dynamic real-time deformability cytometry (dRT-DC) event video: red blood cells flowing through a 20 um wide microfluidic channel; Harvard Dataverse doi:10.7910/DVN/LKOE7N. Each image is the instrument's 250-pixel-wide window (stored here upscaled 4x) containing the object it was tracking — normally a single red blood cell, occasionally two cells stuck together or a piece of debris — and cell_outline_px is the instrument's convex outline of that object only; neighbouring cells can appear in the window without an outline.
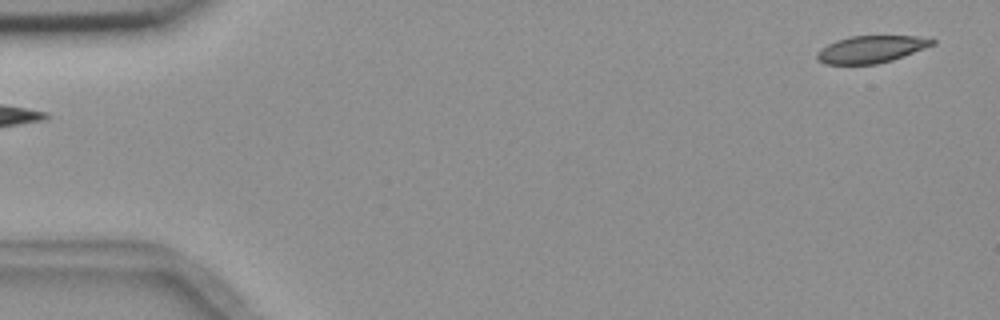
{"species": "common noctule bat (a hibernating species)", "species_latin": "Nyctalus noctula", "temperature_condition": "room temperature", "stored_images_in_passage": 4, "segment_of_instrument_passage": [2, 2], "camera_frame_rate_fps": 3000, "um_per_image_px": 0.085, "animal": {"sex": "female", "body_mass_g": 18.4}, "frame": {"image": 1, "passage_image": 4, "time_ms": 3.333, "image_size_px": [1000, 320], "cell_outline_px": [[936, 44], [892, 60], [876, 64], [824, 64], [816, 60], [816, 52], [820, 48], [836, 40], [848, 36], [916, 36], [936, 40]], "centroid_in_image_um": [74.0, 4.19], "position_along_channel_um": 11.0, "area_um2": 18.32}}